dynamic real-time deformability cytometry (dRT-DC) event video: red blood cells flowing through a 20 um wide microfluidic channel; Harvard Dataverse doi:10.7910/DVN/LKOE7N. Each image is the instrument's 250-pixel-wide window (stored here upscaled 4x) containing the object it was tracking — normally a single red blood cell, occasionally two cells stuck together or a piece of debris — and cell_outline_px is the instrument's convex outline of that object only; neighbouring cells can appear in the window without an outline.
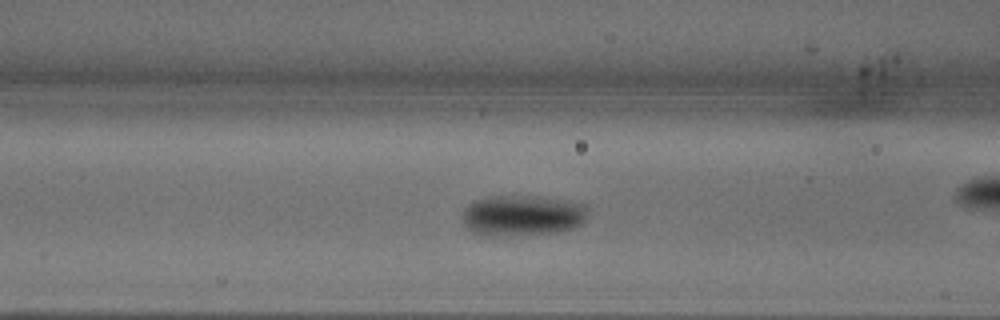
{"species": "common noctule bat (a hibernating species)", "species_latin": "Nyctalus noctula", "temperature_condition": "warm", "stored_images_in_passage": 46, "camera_frame_rate_fps": 3000, "um_per_image_px": 0.085, "animal": {"sex": "male", "body_mass_g": 18.8}, "frame": {"image": 1, "passage_image": 14, "time_ms": 4.333, "image_size_px": [1000, 320], "cell_outline_px": [[588, 220], [584, 224], [576, 228], [564, 232], [536, 236], [476, 236], [468, 232], [460, 220], [460, 216], [464, 208], [472, 200], [484, 196], [512, 192], [568, 200], [588, 204]], "centroid_in_image_um": [44.38, 18.31], "position_along_channel_um": 122.2, "area_um2": 32.83}}
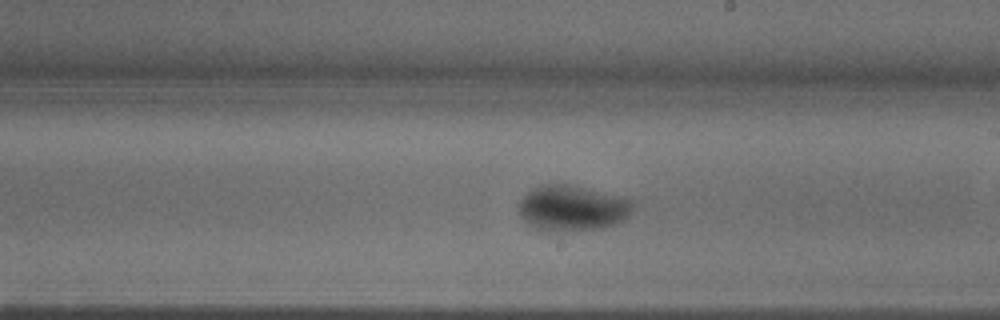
{"frame": {"image": 2, "passage_image": 23, "time_ms": 7.333, "image_size_px": [1000, 320], "cell_outline_px": [[636, 208], [620, 224], [608, 228], [584, 232], [532, 232], [520, 220], [516, 212], [516, 204], [520, 196], [524, 192], [540, 184], [560, 180], [632, 196], [636, 200]], "centroid_in_image_um": [48.64, 17.67], "position_along_channel_um": 240.4, "area_um2": 34.51}}
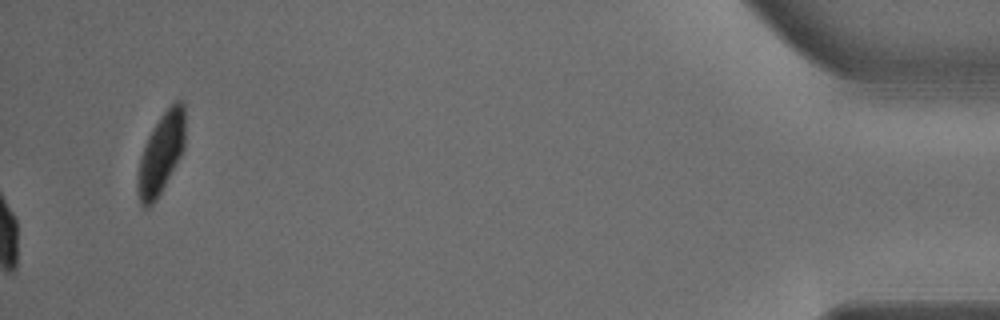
{"frame": {"image": 3, "passage_image": 46, "time_ms": 15.0, "image_size_px": [1000, 320], "cell_outline_px": [[184, 148], [180, 156], [156, 200], [148, 208], [144, 208], [140, 204], [136, 192], [136, 176], [140, 156], [148, 136], [160, 116], [176, 100], [180, 100], [184, 104]], "centroid_in_image_um": [13.64, 13.09], "position_along_channel_um": 421.6, "area_um2": 22.25}, "authors_computed_cell_mechanics": {"area_um2": 29.8248, "velocity_mm_per_s": 3.9426, "shape_relaxation_time_tau1_ms": 4.5719, "shape_relaxation_time_tau2_ms": null, "deformation_change_tau1": 0.1634, "deformation_change_tau2": null}}